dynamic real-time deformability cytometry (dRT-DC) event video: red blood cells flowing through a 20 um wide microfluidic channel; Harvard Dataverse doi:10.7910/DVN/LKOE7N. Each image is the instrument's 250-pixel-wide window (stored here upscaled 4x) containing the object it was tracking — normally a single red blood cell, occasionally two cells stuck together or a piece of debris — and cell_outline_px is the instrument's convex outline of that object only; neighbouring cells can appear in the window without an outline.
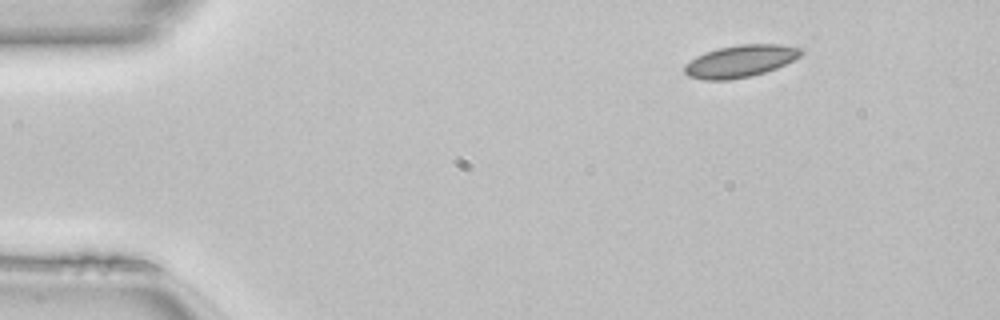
{"species": "common noctule bat (a hibernating species)", "species_latin": "Nyctalus noctula", "temperature_condition": "room temperature", "stored_images_in_passage": 26, "camera_frame_rate_fps": 3000, "um_per_image_px": 0.085, "animal": {"sex": "female", "body_mass_g": 22.7, "forearm_length_mm": 54.2}, "frame": {"image": 1, "passage_image": 1, "time_ms": 0.0, "image_size_px": [1000, 320], "cell_outline_px": [[804, 52], [800, 56], [776, 68], [752, 76], [728, 80], [704, 80], [688, 76], [684, 72], [684, 64], [696, 56], [704, 52], [720, 48], [740, 44], [780, 44], [804, 48]], "centroid_in_image_um": [62.92, 5.19], "position_along_channel_um": 22.1, "area_um2": 21.91}}
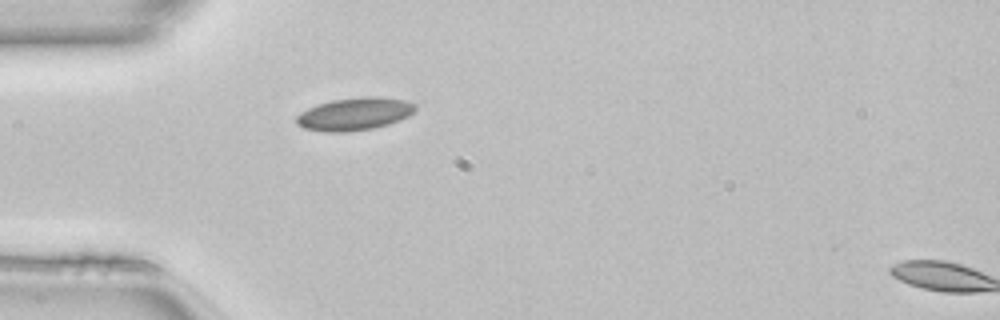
{"frame": {"image": 2, "passage_image": 9, "time_ms": 2.667, "image_size_px": [1000, 320], "cell_outline_px": [[416, 112], [400, 120], [388, 124], [372, 128], [344, 132], [324, 132], [304, 128], [296, 124], [296, 116], [300, 112], [316, 104], [332, 100], [360, 96], [376, 96], [404, 100], [416, 104]], "centroid_in_image_um": [30.13, 9.68], "position_along_channel_um": 54.9, "area_um2": 22.83}}